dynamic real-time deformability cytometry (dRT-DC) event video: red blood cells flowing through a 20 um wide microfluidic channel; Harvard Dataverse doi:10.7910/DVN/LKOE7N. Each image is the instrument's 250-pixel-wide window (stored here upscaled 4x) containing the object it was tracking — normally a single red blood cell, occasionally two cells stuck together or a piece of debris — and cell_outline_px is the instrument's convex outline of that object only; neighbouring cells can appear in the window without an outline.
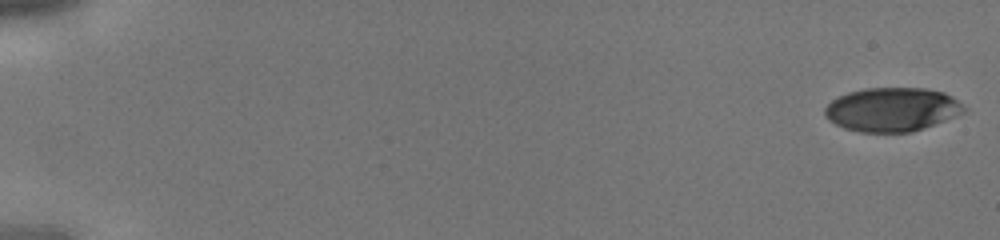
{"species": "human", "species_latin": "Homo sapiens", "temperature_condition": "cold", "stored_images_in_passage": 39, "camera_frame_rate_fps": 3000, "um_per_image_px": 0.085, "donor": {"sex": "male"}, "frame": {"image": 1, "passage_image": 1, "time_ms": 0.0, "image_size_px": [1000, 240], "cell_outline_px": [[968, 108], [964, 112], [956, 116], [924, 128], [912, 132], [860, 132], [844, 128], [828, 120], [824, 116], [824, 108], [832, 100], [848, 92], [864, 88], [928, 88], [944, 92], [952, 96]], "centroid_in_image_um": [75.84, 9.3], "position_along_channel_um": 9.2, "area_um2": 35.78}}
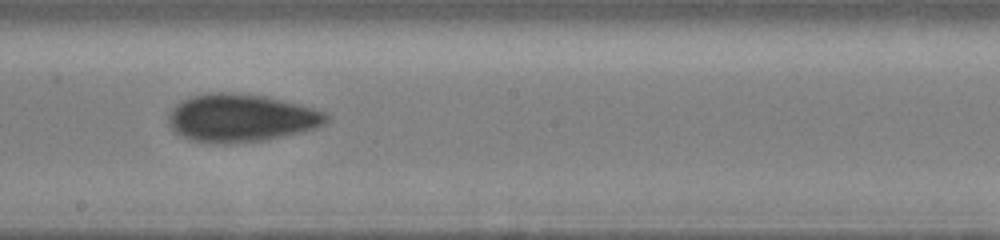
{"frame": {"image": 2, "passage_image": 23, "time_ms": 7.333, "image_size_px": [1000, 240], "cell_outline_px": [[332, 116], [324, 124], [316, 128], [284, 136], [264, 140], [224, 144], [216, 144], [192, 140], [180, 136], [168, 124], [168, 116], [172, 108], [180, 100], [192, 96], [212, 92], [232, 92], [264, 96], [284, 100], [300, 104], [324, 112]], "centroid_in_image_um": [20.48, 10.02], "position_along_channel_um": 227.7, "area_um2": 44.27}}
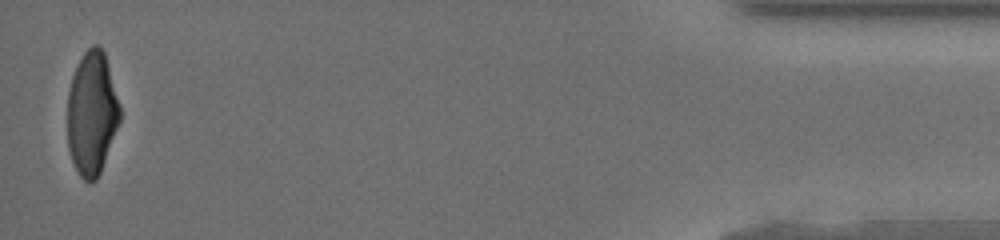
{"frame": {"image": 3, "passage_image": 39, "time_ms": 12.667, "image_size_px": [1000, 240], "cell_outline_px": [[120, 120], [100, 172], [96, 180], [92, 184], [88, 184], [80, 176], [72, 160], [68, 148], [68, 92], [72, 76], [84, 52], [92, 44], [96, 44], [104, 52], [120, 104]], "centroid_in_image_um": [7.8, 9.65], "position_along_channel_um": 427.4, "area_um2": 37.51}}